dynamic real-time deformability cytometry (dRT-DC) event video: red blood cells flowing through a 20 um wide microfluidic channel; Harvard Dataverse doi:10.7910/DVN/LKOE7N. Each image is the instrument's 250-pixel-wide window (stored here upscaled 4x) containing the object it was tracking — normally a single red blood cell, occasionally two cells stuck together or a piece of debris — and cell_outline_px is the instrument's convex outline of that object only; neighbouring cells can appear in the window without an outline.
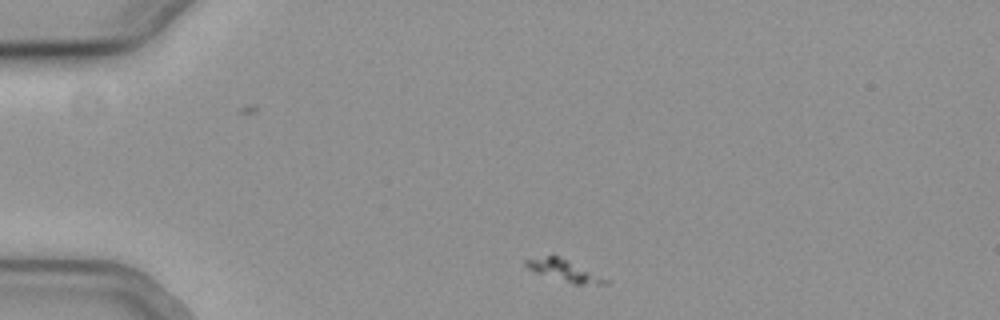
{"species": "common noctule bat (a hibernating species)", "species_latin": "Nyctalus noctula", "temperature_condition": "cold", "stored_images_in_passage": 9, "camera_frame_rate_fps": 3000, "um_per_image_px": 0.085, "animal": {"sex": "female", "body_mass_g": 19.3, "forearm_length_mm": 54.1}, "frame": {"image": 1, "passage_image": 2, "time_ms": 0.333, "image_size_px": [1000, 320], "cell_outline_px": [[608, 284], [572, 284], [536, 272], [528, 268], [524, 264], [524, 260], [552, 252], [608, 280]], "centroid_in_image_um": [47.86, 22.94], "position_along_channel_um": 37.1, "area_um2": 10.06}}